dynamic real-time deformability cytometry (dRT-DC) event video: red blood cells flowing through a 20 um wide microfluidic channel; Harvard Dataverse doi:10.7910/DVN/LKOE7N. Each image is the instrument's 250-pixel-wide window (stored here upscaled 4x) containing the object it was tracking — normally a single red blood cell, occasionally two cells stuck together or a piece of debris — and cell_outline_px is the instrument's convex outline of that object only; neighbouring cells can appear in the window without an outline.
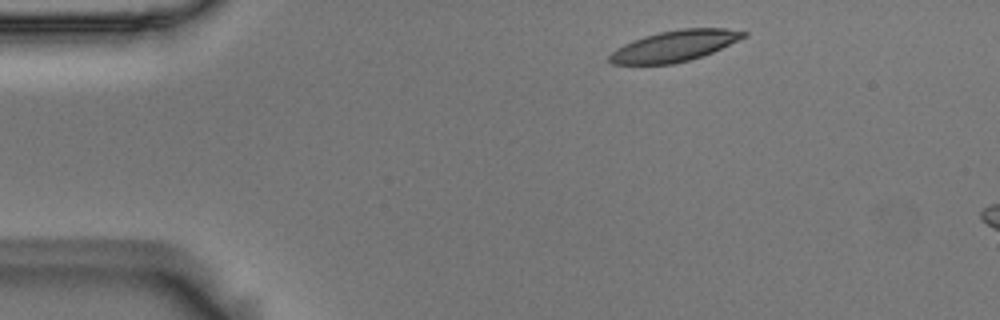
{"species": "Egyptian fruit bat (a non-hibernating species)", "species_latin": "Rousettus aegyptiacus", "temperature_condition": "room temperature", "stored_images_in_passage": 3, "camera_frame_rate_fps": 3000, "um_per_image_px": 0.085, "animal": {"sex": "male"}, "frame": {"image": 1, "passage_image": 1, "time_ms": 0.0, "image_size_px": [1000, 320], "cell_outline_px": [[748, 32], [744, 36], [712, 52], [688, 60], [672, 64], [612, 64], [608, 60], [608, 56], [616, 48], [632, 40], [644, 36], [660, 32], [680, 28], [724, 28]], "centroid_in_image_um": [57.27, 3.9], "position_along_channel_um": 27.7, "area_um2": 23.81}}